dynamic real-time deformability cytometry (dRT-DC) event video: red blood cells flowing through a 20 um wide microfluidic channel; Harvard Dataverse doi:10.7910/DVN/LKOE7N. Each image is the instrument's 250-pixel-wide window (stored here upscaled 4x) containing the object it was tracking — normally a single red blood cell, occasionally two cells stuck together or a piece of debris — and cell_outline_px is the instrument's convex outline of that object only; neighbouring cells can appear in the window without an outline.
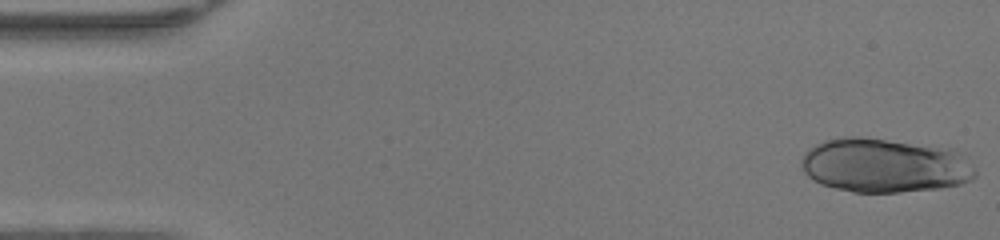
{"species": "human", "species_latin": "Homo sapiens", "temperature_condition": "warm", "stored_images_in_passage": 47, "camera_frame_rate_fps": 3000, "um_per_image_px": 0.085, "donor": {"sex": "female"}, "frame": {"image": 1, "passage_image": 1, "time_ms": 0.0, "image_size_px": [1000, 240], "cell_outline_px": [[976, 176], [972, 180], [960, 184], [940, 188], [900, 192], [852, 192], [820, 184], [812, 180], [804, 172], [800, 164], [800, 160], [804, 152], [808, 148], [824, 140], [844, 136], [860, 136], [956, 148], [976, 172]], "centroid_in_image_um": [75.16, 14.05], "position_along_channel_um": 9.8, "area_um2": 55.55}}
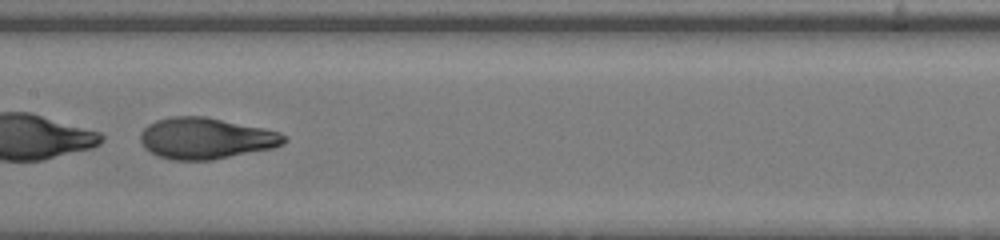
{"frame": {"image": 2, "passage_image": 24, "time_ms": 7.667, "image_size_px": [1000, 240], "cell_outline_px": [[288, 140], [284, 144], [272, 148], [212, 160], [172, 160], [160, 156], [144, 148], [140, 140], [140, 132], [148, 124], [156, 120], [172, 116], [204, 116], [264, 128], [280, 132], [288, 136]], "centroid_in_image_um": [17.51, 11.75], "position_along_channel_um": 189.9, "area_um2": 34.62}}
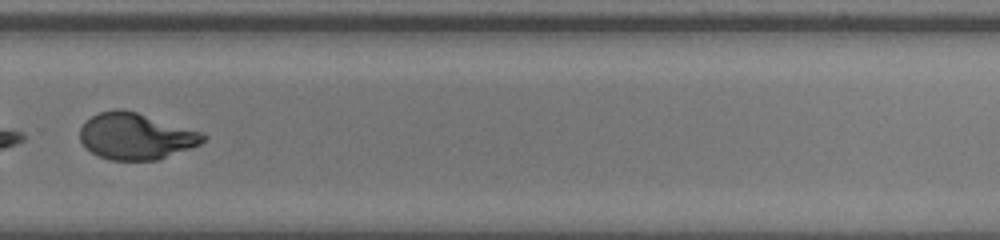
{"frame": {"image": 3, "passage_image": 33, "time_ms": 10.667, "image_size_px": [1000, 240], "cell_outline_px": [[208, 136], [200, 144], [160, 160], [112, 160], [100, 156], [92, 152], [80, 140], [80, 128], [84, 120], [100, 112], [116, 108], [124, 108], [204, 132]], "centroid_in_image_um": [11.57, 11.56], "position_along_channel_um": 318.2, "area_um2": 33.58}}